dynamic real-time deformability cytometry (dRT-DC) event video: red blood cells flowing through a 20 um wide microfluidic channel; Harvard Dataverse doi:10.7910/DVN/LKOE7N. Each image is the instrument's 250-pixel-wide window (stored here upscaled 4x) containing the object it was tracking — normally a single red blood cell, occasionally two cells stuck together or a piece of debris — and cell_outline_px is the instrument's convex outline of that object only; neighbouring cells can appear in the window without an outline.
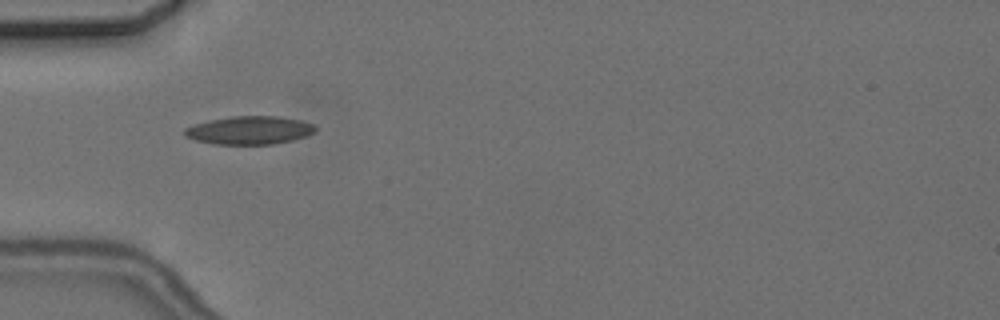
{"species": "common noctule bat (a hibernating species)", "species_latin": "Nyctalus noctula", "temperature_condition": "cold", "stored_images_in_passage": 5, "camera_frame_rate_fps": 3000, "um_per_image_px": 0.085, "animal": {"sex": "female", "body_mass_g": 24.6, "forearm_length_mm": 56.2}, "frame": {"image": 1, "passage_image": 3, "time_ms": 2.333, "image_size_px": [1000, 320], "cell_outline_px": [[316, 132], [308, 136], [292, 140], [272, 144], [212, 144], [196, 140], [184, 136], [184, 128], [208, 120], [232, 116], [280, 116], [300, 120], [312, 124], [316, 128]], "centroid_in_image_um": [21.21, 11.07], "position_along_channel_um": 63.8, "area_um2": 21.56}}
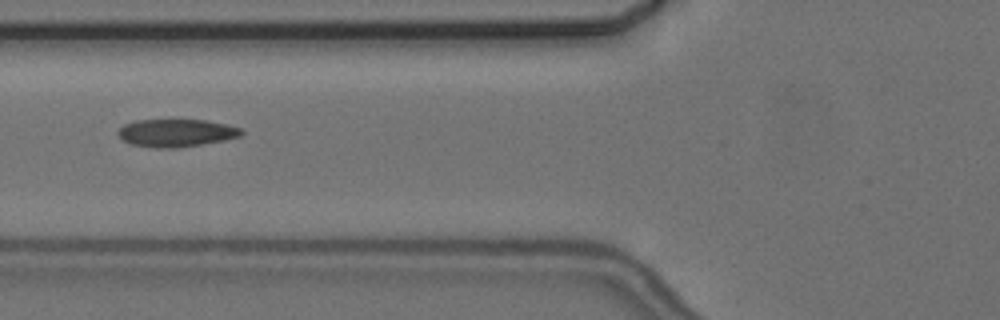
{"frame": {"image": 2, "passage_image": 4, "time_ms": 3.667, "image_size_px": [1000, 320], "cell_outline_px": [[244, 132], [240, 136], [224, 140], [176, 148], [156, 148], [132, 144], [124, 140], [116, 132], [124, 124], [136, 120], [204, 120], [228, 124], [244, 128]], "centroid_in_image_um": [15.01, 11.29], "position_along_channel_um": 110.8, "area_um2": 19.88}}
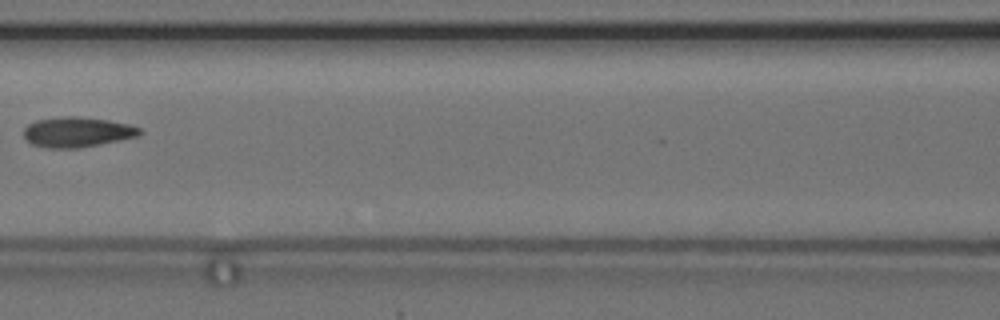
{"frame": {"image": 3, "passage_image": 5, "time_ms": 5.0, "image_size_px": [1000, 320], "cell_outline_px": [[144, 132], [140, 136], [80, 148], [48, 148], [32, 144], [24, 136], [24, 128], [28, 124], [36, 120], [64, 116], [76, 116], [108, 120], [128, 124], [140, 128]], "centroid_in_image_um": [6.58, 11.22], "position_along_channel_um": 160.0, "area_um2": 20.4}}